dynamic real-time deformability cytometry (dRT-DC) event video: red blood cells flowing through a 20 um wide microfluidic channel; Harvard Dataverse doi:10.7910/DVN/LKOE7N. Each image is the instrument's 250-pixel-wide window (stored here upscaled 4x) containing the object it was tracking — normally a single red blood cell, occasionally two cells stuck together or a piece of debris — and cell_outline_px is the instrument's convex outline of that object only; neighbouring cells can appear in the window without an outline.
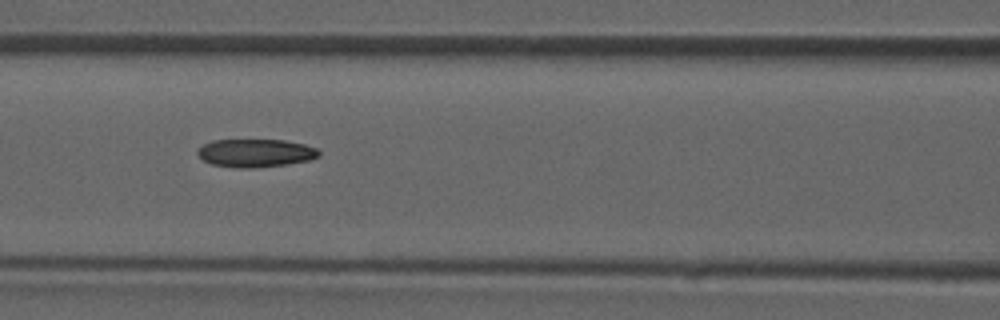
{"species": "common noctule bat (a hibernating species)", "species_latin": "Nyctalus noctula", "temperature_condition": "room temperature", "stored_images_in_passage": 48, "camera_frame_rate_fps": 3000, "um_per_image_px": 0.085, "animal": {"sex": "male", "forearm_length_mm": 52.5}, "frame": {"image": 1, "passage_image": 21, "time_ms": 6.667, "image_size_px": [1000, 320], "cell_outline_px": [[320, 156], [308, 160], [288, 164], [252, 168], [236, 168], [212, 164], [204, 160], [196, 152], [204, 144], [212, 140], [284, 140], [304, 144], [316, 148], [320, 152]], "centroid_in_image_um": [21.73, 13.01], "position_along_channel_um": 144.9, "area_um2": 19.77}}